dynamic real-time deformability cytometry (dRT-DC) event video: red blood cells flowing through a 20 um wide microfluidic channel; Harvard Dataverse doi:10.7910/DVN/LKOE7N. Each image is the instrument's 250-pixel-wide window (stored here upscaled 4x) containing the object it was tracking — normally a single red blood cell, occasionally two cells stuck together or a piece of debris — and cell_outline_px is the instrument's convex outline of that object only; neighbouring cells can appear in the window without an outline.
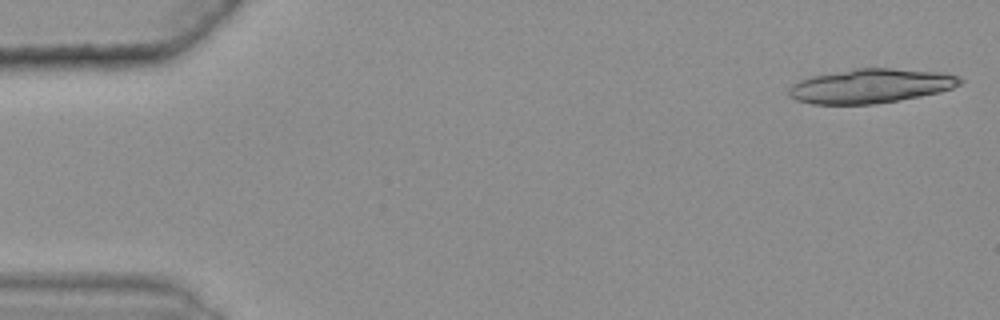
{"species": "common noctule bat (a hibernating species)", "species_latin": "Nyctalus noctula", "temperature_condition": "warm", "stored_images_in_passage": 18, "camera_frame_rate_fps": 3000, "um_per_image_px": 0.085, "animal": {"sex": "female", "body_mass_g": 25.1}, "frame": {"image": 1, "passage_image": 1, "time_ms": 0.0, "image_size_px": [1000, 320], "cell_outline_px": [[964, 80], [960, 84], [952, 88], [940, 92], [920, 96], [872, 104], [812, 104], [796, 100], [788, 96], [788, 88], [792, 84], [800, 80], [812, 76], [856, 68], [892, 68], [944, 72], [960, 76]], "centroid_in_image_um": [74.02, 7.3], "position_along_channel_um": 11.0, "area_um2": 34.28}}